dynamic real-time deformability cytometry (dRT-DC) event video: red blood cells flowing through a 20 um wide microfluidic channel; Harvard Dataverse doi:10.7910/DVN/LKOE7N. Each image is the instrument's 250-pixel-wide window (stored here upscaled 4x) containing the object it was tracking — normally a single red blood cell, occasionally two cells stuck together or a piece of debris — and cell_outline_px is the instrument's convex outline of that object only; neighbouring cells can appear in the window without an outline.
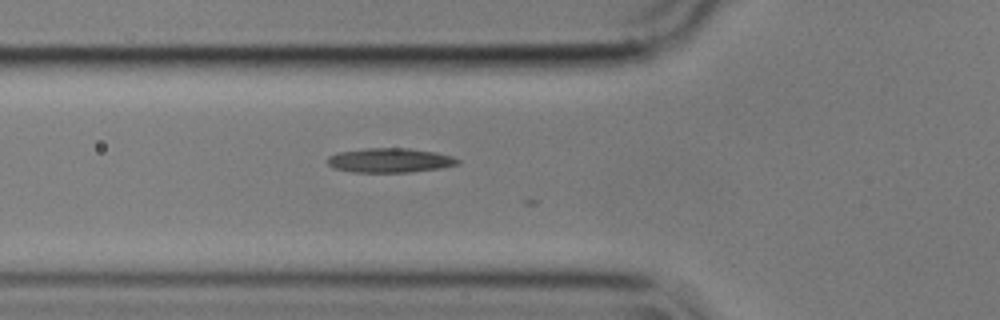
{"species": "common noctule bat (a hibernating species)", "species_latin": "Nyctalus noctula", "temperature_condition": "cold", "stored_images_in_passage": 15, "camera_frame_rate_fps": 3000, "um_per_image_px": 0.085, "animal": {"sex": "male", "body_mass_g": 17.9}, "frame": {"image": 1, "passage_image": 2, "time_ms": 0.333, "image_size_px": [1000, 320], "cell_outline_px": [[460, 164], [440, 168], [412, 172], [352, 172], [332, 168], [328, 164], [328, 156], [336, 152], [364, 148], [408, 148], [436, 152], [452, 156], [460, 160]], "centroid_in_image_um": [33.13, 13.62], "position_along_channel_um": 92.7, "area_um2": 18.73}}
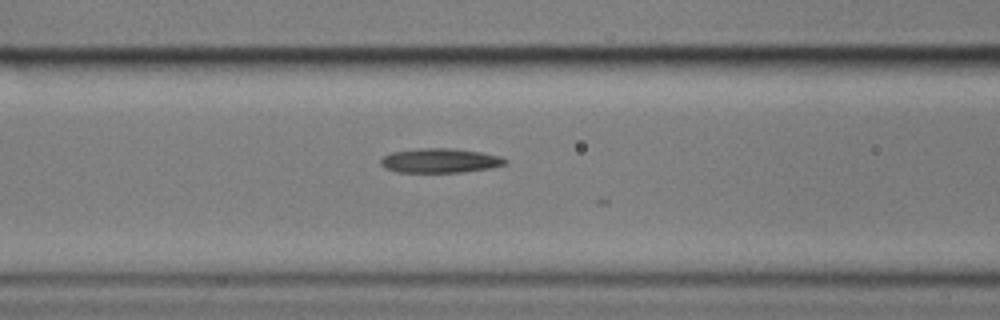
{"frame": {"image": 2, "passage_image": 5, "time_ms": 1.333, "image_size_px": [1000, 320], "cell_outline_px": [[508, 164], [492, 168], [460, 172], [396, 172], [384, 168], [380, 164], [380, 160], [384, 156], [392, 152], [420, 148], [452, 148], [480, 152], [500, 156], [508, 160]], "centroid_in_image_um": [37.42, 13.65], "position_along_channel_um": 129.2, "area_um2": 17.8}}
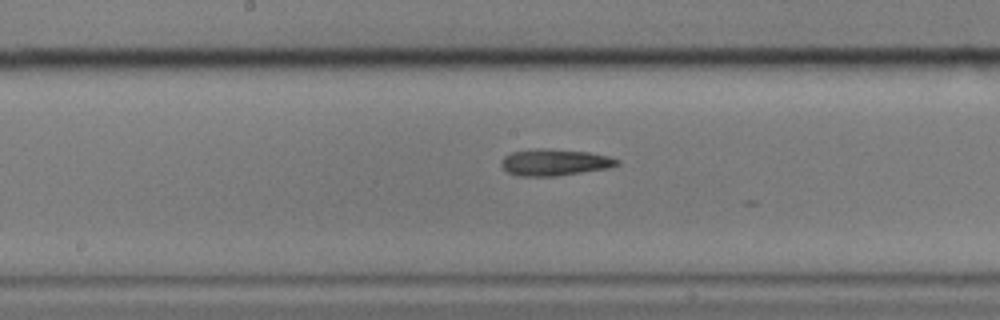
{"frame": {"image": 3, "passage_image": 11, "time_ms": 3.333, "image_size_px": [1000, 320], "cell_outline_px": [[620, 164], [612, 168], [556, 176], [516, 176], [508, 172], [500, 164], [504, 156], [512, 152], [536, 148], [548, 148], [588, 152], [608, 156], [620, 160]], "centroid_in_image_um": [47.17, 13.8], "position_along_channel_um": 201.0, "area_um2": 18.15}}